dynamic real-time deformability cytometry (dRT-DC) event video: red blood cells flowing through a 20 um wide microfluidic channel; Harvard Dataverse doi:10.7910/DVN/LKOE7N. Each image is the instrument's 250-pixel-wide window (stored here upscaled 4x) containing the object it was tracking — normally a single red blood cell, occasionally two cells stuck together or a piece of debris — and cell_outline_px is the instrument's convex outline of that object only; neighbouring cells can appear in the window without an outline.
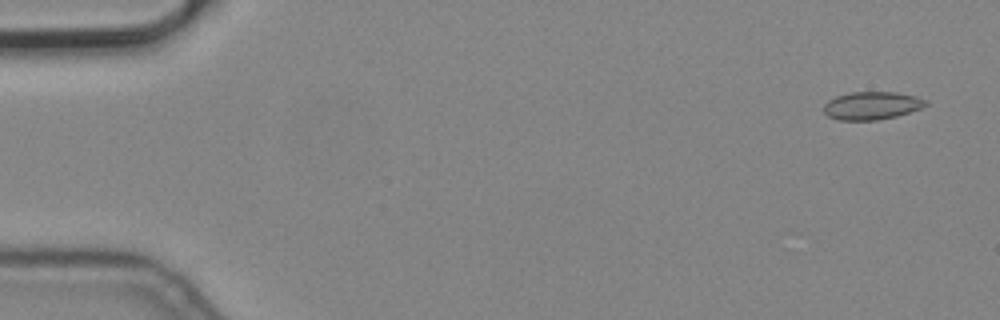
{"species": "common noctule bat (a hibernating species)", "species_latin": "Nyctalus noctula", "temperature_condition": "cold", "stored_images_in_passage": 5, "camera_frame_rate_fps": 3000, "um_per_image_px": 0.085, "animal": {"sex": "male", "body_mass_g": 19.2, "forearm_length_mm": 51.8}, "frame": {"image": 1, "passage_image": 1, "time_ms": 0.0, "image_size_px": [1000, 320], "cell_outline_px": [[928, 104], [920, 108], [896, 116], [876, 120], [840, 120], [828, 116], [824, 112], [824, 104], [828, 100], [836, 96], [852, 92], [896, 92], [916, 96], [928, 100]], "centroid_in_image_um": [74.1, 8.97], "position_along_channel_um": 10.9, "area_um2": 16.53}}
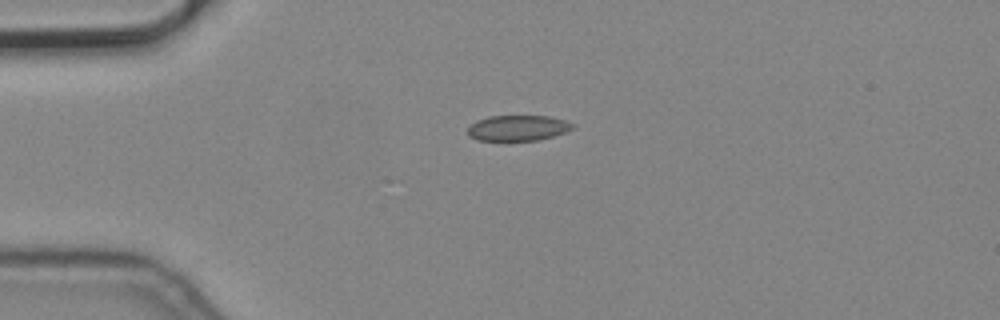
{"frame": {"image": 2, "passage_image": 4, "time_ms": 1.0, "image_size_px": [1000, 320], "cell_outline_px": [[576, 128], [552, 136], [536, 140], [476, 140], [468, 136], [468, 128], [476, 120], [488, 116], [548, 116], [564, 120], [572, 124]], "centroid_in_image_um": [43.99, 10.87], "position_along_channel_um": 41.0, "area_um2": 15.49}}